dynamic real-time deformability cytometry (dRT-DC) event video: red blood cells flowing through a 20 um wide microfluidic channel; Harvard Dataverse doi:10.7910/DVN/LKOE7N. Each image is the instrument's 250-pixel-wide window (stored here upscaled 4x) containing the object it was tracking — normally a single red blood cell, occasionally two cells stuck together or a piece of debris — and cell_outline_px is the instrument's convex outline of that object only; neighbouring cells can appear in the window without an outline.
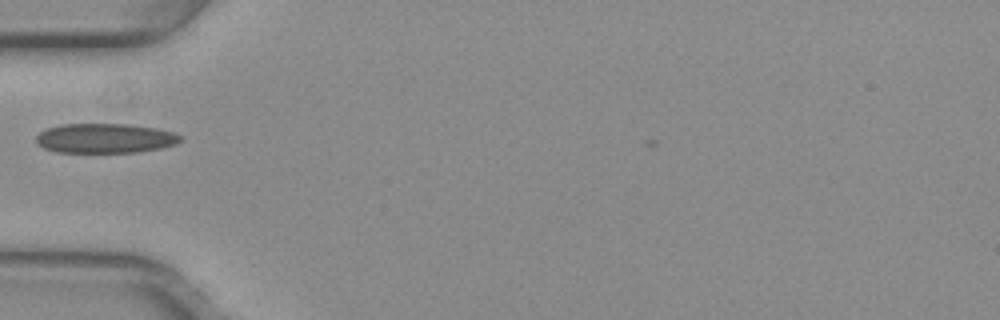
{"species": "common noctule bat (a hibernating species)", "species_latin": "Nyctalus noctula", "temperature_condition": "warm", "stored_images_in_passage": 31, "camera_frame_rate_fps": 3000, "um_per_image_px": 0.085, "animal": {"sex": "female", "body_mass_g": 29.2, "forearm_length_mm": 56.3}, "frame": {"image": 1, "passage_image": 1, "time_ms": 0.0, "image_size_px": [1000, 320], "cell_outline_px": [[180, 140], [176, 144], [160, 148], [132, 152], [56, 152], [44, 148], [36, 144], [36, 136], [40, 132], [48, 128], [60, 124], [128, 124], [156, 128], [172, 132], [180, 136]], "centroid_in_image_um": [8.88, 11.75], "position_along_channel_um": 76.1, "area_um2": 24.74}}
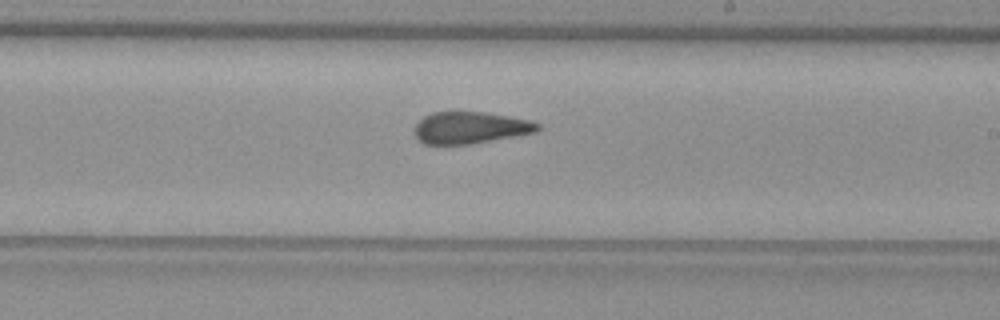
{"frame": {"image": 2, "passage_image": 14, "time_ms": 4.333, "image_size_px": [1000, 320], "cell_outline_px": [[540, 128], [536, 132], [472, 144], [424, 144], [416, 136], [412, 128], [424, 116], [432, 112], [484, 112], [508, 116], [528, 120], [540, 124]], "centroid_in_image_um": [39.95, 10.85], "position_along_channel_um": 249.1, "area_um2": 22.77}}
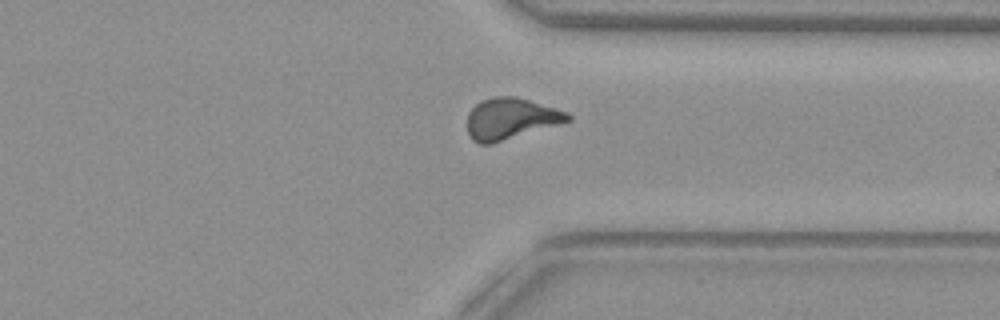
{"frame": {"image": 3, "passage_image": 23, "time_ms": 7.333, "image_size_px": [1000, 320], "cell_outline_px": [[572, 120], [492, 144], [480, 144], [472, 140], [468, 136], [468, 112], [480, 100], [492, 96], [516, 96], [556, 108], [568, 112], [572, 116]], "centroid_in_image_um": [43.39, 10.08], "position_along_channel_um": 368.0, "area_um2": 24.33}}